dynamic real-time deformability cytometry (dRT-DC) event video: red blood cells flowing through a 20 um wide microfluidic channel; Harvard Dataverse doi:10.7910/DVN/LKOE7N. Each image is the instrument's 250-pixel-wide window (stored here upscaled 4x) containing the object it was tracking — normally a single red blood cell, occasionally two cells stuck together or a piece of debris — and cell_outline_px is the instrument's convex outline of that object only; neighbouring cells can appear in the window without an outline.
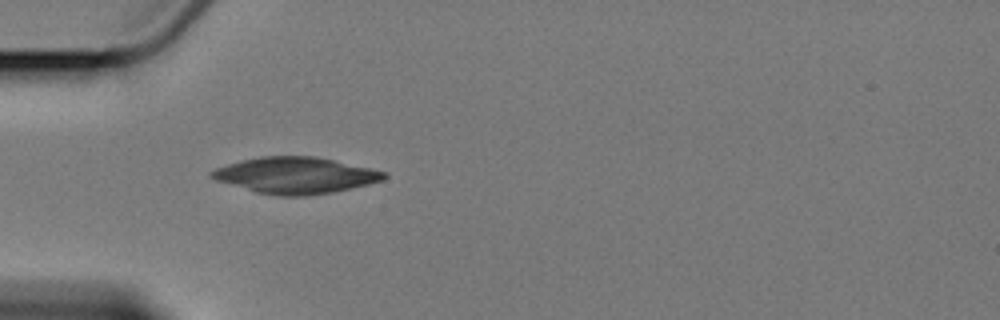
{"species": "Egyptian fruit bat (a non-hibernating species)", "species_latin": "Rousettus aegyptiacus", "temperature_condition": "cold", "stored_images_in_passage": 3, "camera_frame_rate_fps": 3000, "um_per_image_px": 0.085, "animal": {"sex": "female"}, "frame": {"image": 1, "passage_image": 1, "time_ms": 0.0, "image_size_px": [1000, 320], "cell_outline_px": [[388, 176], [384, 180], [368, 184], [332, 192], [308, 196], [280, 196], [256, 192], [216, 180], [208, 176], [208, 172], [216, 168], [228, 164], [260, 156], [316, 156], [372, 168], [388, 172]], "centroid_in_image_um": [25.14, 14.9], "position_along_channel_um": 59.9, "area_um2": 36.53}}